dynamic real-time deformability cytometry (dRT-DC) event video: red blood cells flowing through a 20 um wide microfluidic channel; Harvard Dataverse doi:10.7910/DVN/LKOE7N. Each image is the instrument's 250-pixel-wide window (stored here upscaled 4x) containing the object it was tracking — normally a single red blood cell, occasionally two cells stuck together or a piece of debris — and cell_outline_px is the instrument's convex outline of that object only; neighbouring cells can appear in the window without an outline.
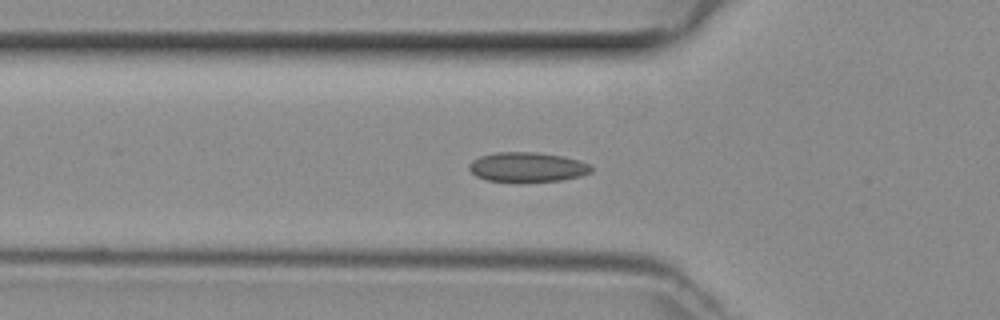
{"species": "common noctule bat (a hibernating species)", "species_latin": "Nyctalus noctula", "temperature_condition": "room temperature", "stored_images_in_passage": 47, "camera_frame_rate_fps": 3000, "um_per_image_px": 0.085, "animal": {"sex": "female", "body_mass_g": 29.2, "forearm_length_mm": 56.3}, "frame": {"image": 1, "passage_image": 14, "time_ms": 4.333, "image_size_px": [1000, 320], "cell_outline_px": [[592, 172], [580, 176], [560, 180], [524, 184], [484, 180], [476, 176], [468, 168], [468, 164], [472, 160], [480, 156], [496, 152], [536, 152], [564, 156], [580, 160], [588, 164], [592, 168]], "centroid_in_image_um": [44.79, 14.23], "position_along_channel_um": 81.0, "area_um2": 21.85}}
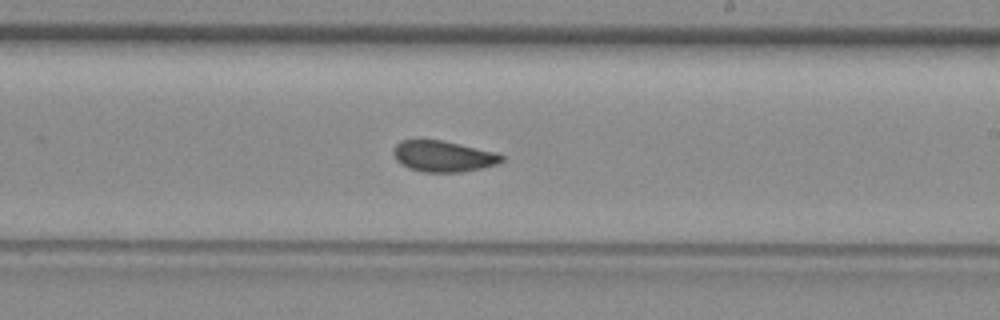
{"frame": {"image": 2, "passage_image": 26, "time_ms": 8.333, "image_size_px": [1000, 320], "cell_outline_px": [[504, 160], [500, 164], [484, 168], [460, 172], [424, 172], [408, 168], [400, 164], [396, 160], [392, 152], [396, 144], [400, 140], [444, 140], [496, 152], [504, 156]], "centroid_in_image_um": [37.7, 13.29], "position_along_channel_um": 251.3, "area_um2": 19.88}}
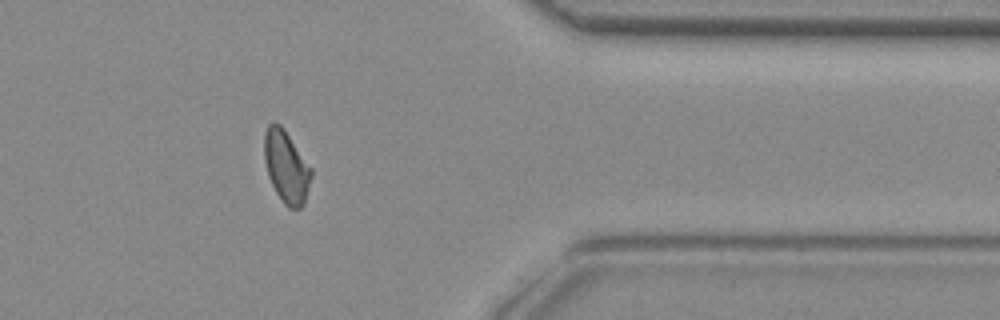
{"frame": {"image": 3, "passage_image": 37, "time_ms": 12.0, "image_size_px": [1000, 320], "cell_outline_px": [[312, 176], [304, 204], [300, 208], [288, 208], [284, 204], [276, 192], [268, 176], [264, 160], [264, 132], [268, 124], [272, 120], [280, 124], [284, 128], [312, 168]], "centroid_in_image_um": [24.33, 14.14], "position_along_channel_um": 387.1, "area_um2": 20.0}}